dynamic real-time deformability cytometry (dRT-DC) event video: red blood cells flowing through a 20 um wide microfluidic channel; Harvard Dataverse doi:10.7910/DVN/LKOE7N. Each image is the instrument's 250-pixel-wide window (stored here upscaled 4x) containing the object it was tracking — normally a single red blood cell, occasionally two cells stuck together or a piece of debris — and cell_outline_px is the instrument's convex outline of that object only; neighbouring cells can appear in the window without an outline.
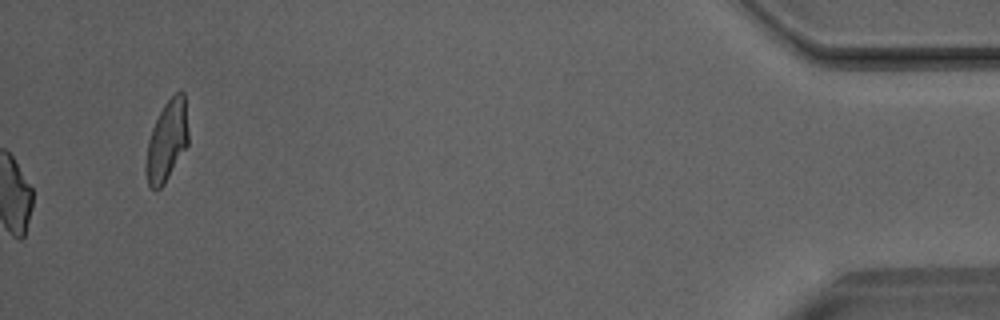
{"species": "Egyptian fruit bat (a non-hibernating species)", "species_latin": "Rousettus aegyptiacus", "temperature_condition": "room temperature", "stored_images_in_passage": 47, "camera_frame_rate_fps": 3000, "um_per_image_px": 0.085, "animal": {"sex": "male"}, "frame": {"image": 1, "passage_image": 47, "time_ms": 15.333, "image_size_px": [1000, 320], "cell_outline_px": [[188, 144], [164, 184], [160, 188], [152, 188], [148, 184], [144, 172], [144, 164], [148, 140], [152, 128], [164, 104], [176, 92], [184, 92], [188, 132]], "centroid_in_image_um": [14.16, 12.0], "position_along_channel_um": 421.0, "area_um2": 19.83}}